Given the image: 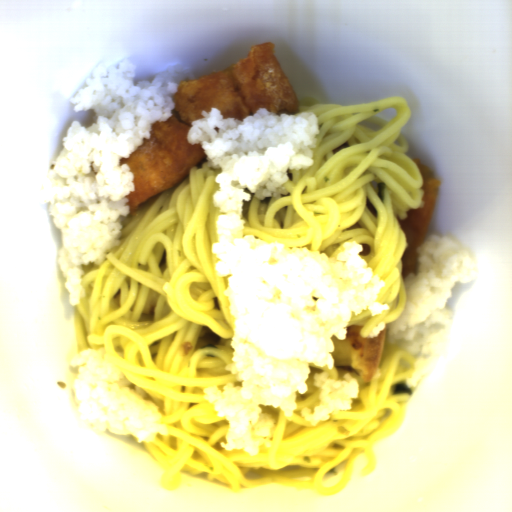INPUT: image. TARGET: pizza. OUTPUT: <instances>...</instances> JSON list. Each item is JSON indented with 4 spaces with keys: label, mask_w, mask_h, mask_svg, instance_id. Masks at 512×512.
I'll return each instance as SVG.
<instances>
[{
    "label": "pizza",
    "mask_w": 512,
    "mask_h": 512,
    "mask_svg": "<svg viewBox=\"0 0 512 512\" xmlns=\"http://www.w3.org/2000/svg\"><path fill=\"white\" fill-rule=\"evenodd\" d=\"M361 328L359 325H346L344 339H338L333 334L334 351L329 354L334 359L333 366L356 373L366 383L374 377L390 345L387 342V328L365 338L361 337Z\"/></svg>",
    "instance_id": "dd6c1bee"
}]
</instances>
